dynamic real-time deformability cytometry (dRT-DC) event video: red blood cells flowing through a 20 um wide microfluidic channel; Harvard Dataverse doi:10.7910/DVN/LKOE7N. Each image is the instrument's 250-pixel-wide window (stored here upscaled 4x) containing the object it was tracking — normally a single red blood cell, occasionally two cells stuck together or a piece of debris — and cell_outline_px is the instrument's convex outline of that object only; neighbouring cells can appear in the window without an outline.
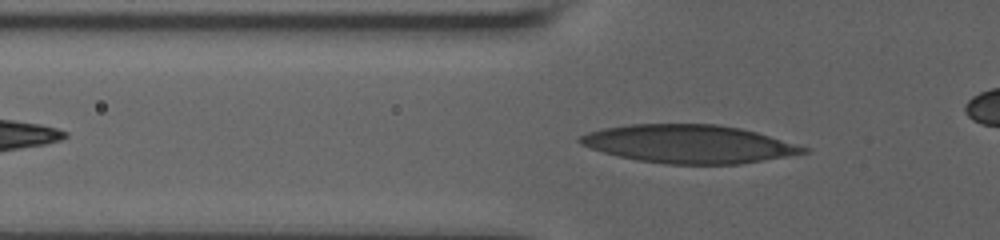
{"species": "human", "species_latin": "Homo sapiens", "temperature_condition": "room temperature", "stored_images_in_passage": 32, "camera_frame_rate_fps": 3000, "um_per_image_px": 0.085, "donor": {"sex": "male"}, "frame": {"image": 1, "passage_image": 5, "time_ms": 2.0, "image_size_px": [1000, 240], "cell_outline_px": [[812, 148], [808, 152], [740, 164], [668, 164], [640, 160], [620, 156], [604, 152], [580, 144], [576, 140], [580, 136], [588, 132], [600, 128], [628, 124], [716, 124], [740, 128], [756, 132]], "centroid_in_image_um": [58.56, 12.23], "position_along_channel_um": 67.2, "area_um2": 49.59}}
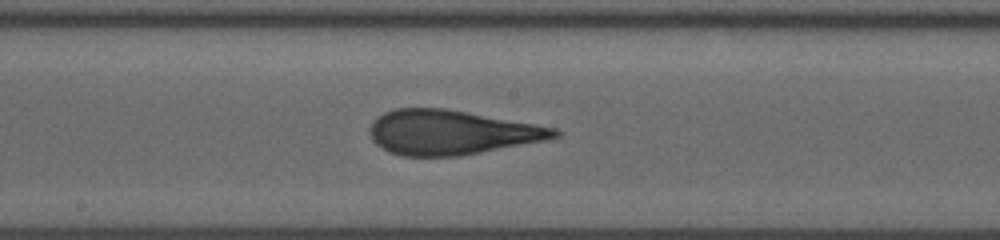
{"frame": {"image": 2, "passage_image": 14, "time_ms": 6.0, "image_size_px": [1000, 240], "cell_outline_px": [[564, 132], [560, 136], [544, 140], [460, 156], [400, 156], [388, 152], [376, 144], [372, 140], [368, 128], [376, 116], [384, 112], [396, 108], [444, 108], [556, 128]], "centroid_in_image_um": [38.3, 11.25], "position_along_channel_um": 209.9, "area_um2": 47.8}}
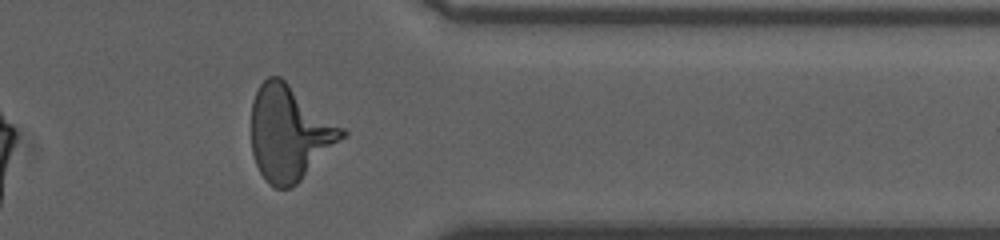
{"frame": {"image": 3, "passage_image": 27, "time_ms": 11.0, "image_size_px": [1000, 240], "cell_outline_px": [[348, 132], [296, 184], [288, 188], [276, 188], [268, 184], [260, 172], [256, 164], [252, 152], [252, 100], [260, 84], [268, 76], [280, 76], [344, 128]], "centroid_in_image_um": [24.58, 11.29], "position_along_channel_um": 386.8, "area_um2": 49.42}}